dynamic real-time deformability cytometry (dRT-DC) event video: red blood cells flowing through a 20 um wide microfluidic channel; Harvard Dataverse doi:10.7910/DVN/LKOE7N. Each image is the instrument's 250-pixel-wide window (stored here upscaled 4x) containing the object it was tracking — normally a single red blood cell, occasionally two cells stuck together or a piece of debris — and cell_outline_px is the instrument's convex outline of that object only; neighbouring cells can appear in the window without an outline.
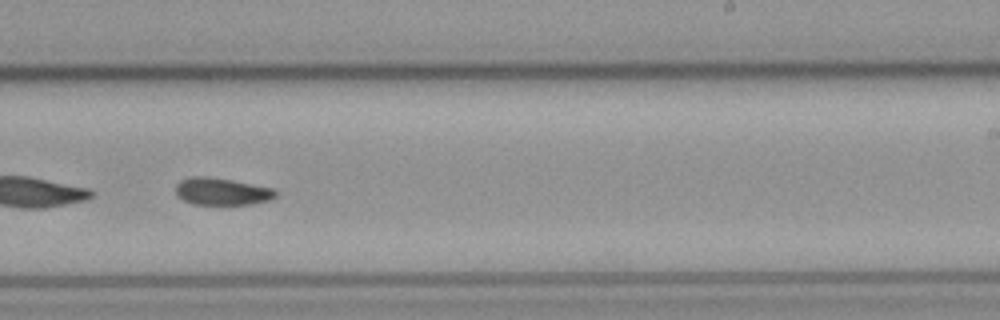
{"species": "common noctule bat (a hibernating species)", "species_latin": "Nyctalus noctula", "temperature_condition": "cold", "stored_images_in_passage": 53, "segment_of_instrument_passage": [2, 2], "camera_frame_rate_fps": 3000, "um_per_image_px": 0.085, "animal": {"sex": "male", "body_mass_g": 23.1, "forearm_length_mm": 52.7}, "frame": {"image": 1, "passage_image": 34, "time_ms": 11.0, "image_size_px": [1000, 320], "cell_outline_px": [[276, 196], [268, 200], [252, 204], [192, 204], [176, 196], [176, 184], [180, 180], [192, 176], [208, 176], [232, 180], [272, 188], [276, 192]], "centroid_in_image_um": [18.81, 16.27], "position_along_channel_um": 270.2, "area_um2": 15.78}}